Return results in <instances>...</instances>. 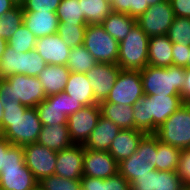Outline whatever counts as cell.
Instances as JSON below:
<instances>
[{
    "label": "cell",
    "mask_w": 190,
    "mask_h": 190,
    "mask_svg": "<svg viewBox=\"0 0 190 190\" xmlns=\"http://www.w3.org/2000/svg\"><path fill=\"white\" fill-rule=\"evenodd\" d=\"M112 12L126 13L130 16V0H110Z\"/></svg>",
    "instance_id": "51"
},
{
    "label": "cell",
    "mask_w": 190,
    "mask_h": 190,
    "mask_svg": "<svg viewBox=\"0 0 190 190\" xmlns=\"http://www.w3.org/2000/svg\"><path fill=\"white\" fill-rule=\"evenodd\" d=\"M163 1H165V0H145V4H148V6H152L154 4H157V3H160Z\"/></svg>",
    "instance_id": "57"
},
{
    "label": "cell",
    "mask_w": 190,
    "mask_h": 190,
    "mask_svg": "<svg viewBox=\"0 0 190 190\" xmlns=\"http://www.w3.org/2000/svg\"><path fill=\"white\" fill-rule=\"evenodd\" d=\"M156 170L150 171L130 182L131 190H155Z\"/></svg>",
    "instance_id": "43"
},
{
    "label": "cell",
    "mask_w": 190,
    "mask_h": 190,
    "mask_svg": "<svg viewBox=\"0 0 190 190\" xmlns=\"http://www.w3.org/2000/svg\"><path fill=\"white\" fill-rule=\"evenodd\" d=\"M12 2L16 5V6H22L25 2V0H12Z\"/></svg>",
    "instance_id": "58"
},
{
    "label": "cell",
    "mask_w": 190,
    "mask_h": 190,
    "mask_svg": "<svg viewBox=\"0 0 190 190\" xmlns=\"http://www.w3.org/2000/svg\"><path fill=\"white\" fill-rule=\"evenodd\" d=\"M101 115L110 119L120 129H135L133 108L130 105L114 104L101 101L99 103Z\"/></svg>",
    "instance_id": "26"
},
{
    "label": "cell",
    "mask_w": 190,
    "mask_h": 190,
    "mask_svg": "<svg viewBox=\"0 0 190 190\" xmlns=\"http://www.w3.org/2000/svg\"><path fill=\"white\" fill-rule=\"evenodd\" d=\"M39 185L44 190H81V181L62 178L57 175L44 177Z\"/></svg>",
    "instance_id": "38"
},
{
    "label": "cell",
    "mask_w": 190,
    "mask_h": 190,
    "mask_svg": "<svg viewBox=\"0 0 190 190\" xmlns=\"http://www.w3.org/2000/svg\"><path fill=\"white\" fill-rule=\"evenodd\" d=\"M86 26H75L68 23H59L57 34L70 48L83 45Z\"/></svg>",
    "instance_id": "35"
},
{
    "label": "cell",
    "mask_w": 190,
    "mask_h": 190,
    "mask_svg": "<svg viewBox=\"0 0 190 190\" xmlns=\"http://www.w3.org/2000/svg\"><path fill=\"white\" fill-rule=\"evenodd\" d=\"M39 182L33 173L24 166L4 167L0 172V190H31Z\"/></svg>",
    "instance_id": "16"
},
{
    "label": "cell",
    "mask_w": 190,
    "mask_h": 190,
    "mask_svg": "<svg viewBox=\"0 0 190 190\" xmlns=\"http://www.w3.org/2000/svg\"><path fill=\"white\" fill-rule=\"evenodd\" d=\"M23 148L24 162L38 182L44 177L54 175L57 151L39 145L38 143L25 145Z\"/></svg>",
    "instance_id": "10"
},
{
    "label": "cell",
    "mask_w": 190,
    "mask_h": 190,
    "mask_svg": "<svg viewBox=\"0 0 190 190\" xmlns=\"http://www.w3.org/2000/svg\"><path fill=\"white\" fill-rule=\"evenodd\" d=\"M64 92L83 106L99 104L94 98L90 81L84 73L70 72Z\"/></svg>",
    "instance_id": "23"
},
{
    "label": "cell",
    "mask_w": 190,
    "mask_h": 190,
    "mask_svg": "<svg viewBox=\"0 0 190 190\" xmlns=\"http://www.w3.org/2000/svg\"><path fill=\"white\" fill-rule=\"evenodd\" d=\"M143 96L140 71L121 70L105 101L133 106Z\"/></svg>",
    "instance_id": "8"
},
{
    "label": "cell",
    "mask_w": 190,
    "mask_h": 190,
    "mask_svg": "<svg viewBox=\"0 0 190 190\" xmlns=\"http://www.w3.org/2000/svg\"><path fill=\"white\" fill-rule=\"evenodd\" d=\"M88 24H101L112 12L110 0H78Z\"/></svg>",
    "instance_id": "28"
},
{
    "label": "cell",
    "mask_w": 190,
    "mask_h": 190,
    "mask_svg": "<svg viewBox=\"0 0 190 190\" xmlns=\"http://www.w3.org/2000/svg\"><path fill=\"white\" fill-rule=\"evenodd\" d=\"M46 65V62L35 49L22 53L21 74L37 77Z\"/></svg>",
    "instance_id": "37"
},
{
    "label": "cell",
    "mask_w": 190,
    "mask_h": 190,
    "mask_svg": "<svg viewBox=\"0 0 190 190\" xmlns=\"http://www.w3.org/2000/svg\"><path fill=\"white\" fill-rule=\"evenodd\" d=\"M84 147L82 144H72L57 152L54 174L72 180L83 177Z\"/></svg>",
    "instance_id": "14"
},
{
    "label": "cell",
    "mask_w": 190,
    "mask_h": 190,
    "mask_svg": "<svg viewBox=\"0 0 190 190\" xmlns=\"http://www.w3.org/2000/svg\"><path fill=\"white\" fill-rule=\"evenodd\" d=\"M7 45H8L7 40L0 37V59L4 51L6 50Z\"/></svg>",
    "instance_id": "55"
},
{
    "label": "cell",
    "mask_w": 190,
    "mask_h": 190,
    "mask_svg": "<svg viewBox=\"0 0 190 190\" xmlns=\"http://www.w3.org/2000/svg\"><path fill=\"white\" fill-rule=\"evenodd\" d=\"M149 36L135 24L119 42L117 65L122 70L141 71L148 65Z\"/></svg>",
    "instance_id": "5"
},
{
    "label": "cell",
    "mask_w": 190,
    "mask_h": 190,
    "mask_svg": "<svg viewBox=\"0 0 190 190\" xmlns=\"http://www.w3.org/2000/svg\"><path fill=\"white\" fill-rule=\"evenodd\" d=\"M0 99L3 104L21 103L29 108L45 100L46 94L37 77L14 74L0 79Z\"/></svg>",
    "instance_id": "3"
},
{
    "label": "cell",
    "mask_w": 190,
    "mask_h": 190,
    "mask_svg": "<svg viewBox=\"0 0 190 190\" xmlns=\"http://www.w3.org/2000/svg\"><path fill=\"white\" fill-rule=\"evenodd\" d=\"M143 156L154 167V157L157 154V137L154 134H146L142 138Z\"/></svg>",
    "instance_id": "45"
},
{
    "label": "cell",
    "mask_w": 190,
    "mask_h": 190,
    "mask_svg": "<svg viewBox=\"0 0 190 190\" xmlns=\"http://www.w3.org/2000/svg\"><path fill=\"white\" fill-rule=\"evenodd\" d=\"M101 116L99 104L84 106L68 116L67 126L71 141L84 144Z\"/></svg>",
    "instance_id": "11"
},
{
    "label": "cell",
    "mask_w": 190,
    "mask_h": 190,
    "mask_svg": "<svg viewBox=\"0 0 190 190\" xmlns=\"http://www.w3.org/2000/svg\"><path fill=\"white\" fill-rule=\"evenodd\" d=\"M60 106L62 113L65 114L67 117L84 107L82 104H80L78 101H75L64 91L60 92Z\"/></svg>",
    "instance_id": "47"
},
{
    "label": "cell",
    "mask_w": 190,
    "mask_h": 190,
    "mask_svg": "<svg viewBox=\"0 0 190 190\" xmlns=\"http://www.w3.org/2000/svg\"><path fill=\"white\" fill-rule=\"evenodd\" d=\"M61 0H25L23 12H56Z\"/></svg>",
    "instance_id": "40"
},
{
    "label": "cell",
    "mask_w": 190,
    "mask_h": 190,
    "mask_svg": "<svg viewBox=\"0 0 190 190\" xmlns=\"http://www.w3.org/2000/svg\"><path fill=\"white\" fill-rule=\"evenodd\" d=\"M149 8L145 0H130V16L137 19Z\"/></svg>",
    "instance_id": "50"
},
{
    "label": "cell",
    "mask_w": 190,
    "mask_h": 190,
    "mask_svg": "<svg viewBox=\"0 0 190 190\" xmlns=\"http://www.w3.org/2000/svg\"><path fill=\"white\" fill-rule=\"evenodd\" d=\"M176 172L183 184H190V148L181 149Z\"/></svg>",
    "instance_id": "42"
},
{
    "label": "cell",
    "mask_w": 190,
    "mask_h": 190,
    "mask_svg": "<svg viewBox=\"0 0 190 190\" xmlns=\"http://www.w3.org/2000/svg\"><path fill=\"white\" fill-rule=\"evenodd\" d=\"M173 65L190 68V46L173 43Z\"/></svg>",
    "instance_id": "41"
},
{
    "label": "cell",
    "mask_w": 190,
    "mask_h": 190,
    "mask_svg": "<svg viewBox=\"0 0 190 190\" xmlns=\"http://www.w3.org/2000/svg\"><path fill=\"white\" fill-rule=\"evenodd\" d=\"M154 135L164 144L179 149L190 148V103L180 106L157 128Z\"/></svg>",
    "instance_id": "6"
},
{
    "label": "cell",
    "mask_w": 190,
    "mask_h": 190,
    "mask_svg": "<svg viewBox=\"0 0 190 190\" xmlns=\"http://www.w3.org/2000/svg\"><path fill=\"white\" fill-rule=\"evenodd\" d=\"M156 170L150 162L143 156L142 140L139 146L129 158L122 160L119 163V173L130 183L133 179L139 178L150 171Z\"/></svg>",
    "instance_id": "24"
},
{
    "label": "cell",
    "mask_w": 190,
    "mask_h": 190,
    "mask_svg": "<svg viewBox=\"0 0 190 190\" xmlns=\"http://www.w3.org/2000/svg\"><path fill=\"white\" fill-rule=\"evenodd\" d=\"M56 15L59 23H68L75 26H87L82 14L81 4L78 0H61L57 7Z\"/></svg>",
    "instance_id": "30"
},
{
    "label": "cell",
    "mask_w": 190,
    "mask_h": 190,
    "mask_svg": "<svg viewBox=\"0 0 190 190\" xmlns=\"http://www.w3.org/2000/svg\"><path fill=\"white\" fill-rule=\"evenodd\" d=\"M69 76L70 70L66 65H46L37 78L47 97L64 91Z\"/></svg>",
    "instance_id": "20"
},
{
    "label": "cell",
    "mask_w": 190,
    "mask_h": 190,
    "mask_svg": "<svg viewBox=\"0 0 190 190\" xmlns=\"http://www.w3.org/2000/svg\"><path fill=\"white\" fill-rule=\"evenodd\" d=\"M185 82L181 94L184 103H190V68H185Z\"/></svg>",
    "instance_id": "52"
},
{
    "label": "cell",
    "mask_w": 190,
    "mask_h": 190,
    "mask_svg": "<svg viewBox=\"0 0 190 190\" xmlns=\"http://www.w3.org/2000/svg\"><path fill=\"white\" fill-rule=\"evenodd\" d=\"M83 46L97 63L117 64L119 42L101 24H88Z\"/></svg>",
    "instance_id": "7"
},
{
    "label": "cell",
    "mask_w": 190,
    "mask_h": 190,
    "mask_svg": "<svg viewBox=\"0 0 190 190\" xmlns=\"http://www.w3.org/2000/svg\"><path fill=\"white\" fill-rule=\"evenodd\" d=\"M36 143L57 152L73 144L67 124L42 126Z\"/></svg>",
    "instance_id": "22"
},
{
    "label": "cell",
    "mask_w": 190,
    "mask_h": 190,
    "mask_svg": "<svg viewBox=\"0 0 190 190\" xmlns=\"http://www.w3.org/2000/svg\"><path fill=\"white\" fill-rule=\"evenodd\" d=\"M118 172L119 163L109 152L84 148L83 176L106 179Z\"/></svg>",
    "instance_id": "13"
},
{
    "label": "cell",
    "mask_w": 190,
    "mask_h": 190,
    "mask_svg": "<svg viewBox=\"0 0 190 190\" xmlns=\"http://www.w3.org/2000/svg\"><path fill=\"white\" fill-rule=\"evenodd\" d=\"M121 129L110 119L100 116L94 130L83 147L95 151H107Z\"/></svg>",
    "instance_id": "18"
},
{
    "label": "cell",
    "mask_w": 190,
    "mask_h": 190,
    "mask_svg": "<svg viewBox=\"0 0 190 190\" xmlns=\"http://www.w3.org/2000/svg\"><path fill=\"white\" fill-rule=\"evenodd\" d=\"M36 110L42 126L67 124L68 117L62 113L60 106V93L47 96L36 106Z\"/></svg>",
    "instance_id": "25"
},
{
    "label": "cell",
    "mask_w": 190,
    "mask_h": 190,
    "mask_svg": "<svg viewBox=\"0 0 190 190\" xmlns=\"http://www.w3.org/2000/svg\"><path fill=\"white\" fill-rule=\"evenodd\" d=\"M81 190H102L103 179L83 176L81 179Z\"/></svg>",
    "instance_id": "49"
},
{
    "label": "cell",
    "mask_w": 190,
    "mask_h": 190,
    "mask_svg": "<svg viewBox=\"0 0 190 190\" xmlns=\"http://www.w3.org/2000/svg\"><path fill=\"white\" fill-rule=\"evenodd\" d=\"M36 40L35 35L22 23L7 43L16 53H26L34 50Z\"/></svg>",
    "instance_id": "33"
},
{
    "label": "cell",
    "mask_w": 190,
    "mask_h": 190,
    "mask_svg": "<svg viewBox=\"0 0 190 190\" xmlns=\"http://www.w3.org/2000/svg\"><path fill=\"white\" fill-rule=\"evenodd\" d=\"M31 190H44L39 184L36 185L33 189Z\"/></svg>",
    "instance_id": "60"
},
{
    "label": "cell",
    "mask_w": 190,
    "mask_h": 190,
    "mask_svg": "<svg viewBox=\"0 0 190 190\" xmlns=\"http://www.w3.org/2000/svg\"><path fill=\"white\" fill-rule=\"evenodd\" d=\"M1 135L12 145L25 146L36 143L42 129L36 107L21 103L4 104Z\"/></svg>",
    "instance_id": "1"
},
{
    "label": "cell",
    "mask_w": 190,
    "mask_h": 190,
    "mask_svg": "<svg viewBox=\"0 0 190 190\" xmlns=\"http://www.w3.org/2000/svg\"><path fill=\"white\" fill-rule=\"evenodd\" d=\"M183 185L176 171L156 170L155 190H181Z\"/></svg>",
    "instance_id": "39"
},
{
    "label": "cell",
    "mask_w": 190,
    "mask_h": 190,
    "mask_svg": "<svg viewBox=\"0 0 190 190\" xmlns=\"http://www.w3.org/2000/svg\"><path fill=\"white\" fill-rule=\"evenodd\" d=\"M183 104L181 95H144L132 106L135 129L154 134Z\"/></svg>",
    "instance_id": "2"
},
{
    "label": "cell",
    "mask_w": 190,
    "mask_h": 190,
    "mask_svg": "<svg viewBox=\"0 0 190 190\" xmlns=\"http://www.w3.org/2000/svg\"><path fill=\"white\" fill-rule=\"evenodd\" d=\"M136 24V19L126 13L111 12L101 23L105 31L118 42L122 41Z\"/></svg>",
    "instance_id": "27"
},
{
    "label": "cell",
    "mask_w": 190,
    "mask_h": 190,
    "mask_svg": "<svg viewBox=\"0 0 190 190\" xmlns=\"http://www.w3.org/2000/svg\"><path fill=\"white\" fill-rule=\"evenodd\" d=\"M145 135V132L138 129H121L112 141L108 152L120 163L136 152L140 141Z\"/></svg>",
    "instance_id": "17"
},
{
    "label": "cell",
    "mask_w": 190,
    "mask_h": 190,
    "mask_svg": "<svg viewBox=\"0 0 190 190\" xmlns=\"http://www.w3.org/2000/svg\"><path fill=\"white\" fill-rule=\"evenodd\" d=\"M181 190H190V185L184 184L181 188Z\"/></svg>",
    "instance_id": "59"
},
{
    "label": "cell",
    "mask_w": 190,
    "mask_h": 190,
    "mask_svg": "<svg viewBox=\"0 0 190 190\" xmlns=\"http://www.w3.org/2000/svg\"><path fill=\"white\" fill-rule=\"evenodd\" d=\"M3 102L0 99V134H1V123L4 115Z\"/></svg>",
    "instance_id": "56"
},
{
    "label": "cell",
    "mask_w": 190,
    "mask_h": 190,
    "mask_svg": "<svg viewBox=\"0 0 190 190\" xmlns=\"http://www.w3.org/2000/svg\"><path fill=\"white\" fill-rule=\"evenodd\" d=\"M176 17L190 18V0H169Z\"/></svg>",
    "instance_id": "48"
},
{
    "label": "cell",
    "mask_w": 190,
    "mask_h": 190,
    "mask_svg": "<svg viewBox=\"0 0 190 190\" xmlns=\"http://www.w3.org/2000/svg\"><path fill=\"white\" fill-rule=\"evenodd\" d=\"M181 149L164 144L157 138V154L154 157V167L158 171H177Z\"/></svg>",
    "instance_id": "29"
},
{
    "label": "cell",
    "mask_w": 190,
    "mask_h": 190,
    "mask_svg": "<svg viewBox=\"0 0 190 190\" xmlns=\"http://www.w3.org/2000/svg\"><path fill=\"white\" fill-rule=\"evenodd\" d=\"M102 190H131L130 183L118 172L103 179Z\"/></svg>",
    "instance_id": "46"
},
{
    "label": "cell",
    "mask_w": 190,
    "mask_h": 190,
    "mask_svg": "<svg viewBox=\"0 0 190 190\" xmlns=\"http://www.w3.org/2000/svg\"><path fill=\"white\" fill-rule=\"evenodd\" d=\"M172 46L167 34L149 37L148 65L163 68L173 65Z\"/></svg>",
    "instance_id": "21"
},
{
    "label": "cell",
    "mask_w": 190,
    "mask_h": 190,
    "mask_svg": "<svg viewBox=\"0 0 190 190\" xmlns=\"http://www.w3.org/2000/svg\"><path fill=\"white\" fill-rule=\"evenodd\" d=\"M24 165L23 146L11 145L5 152V167Z\"/></svg>",
    "instance_id": "44"
},
{
    "label": "cell",
    "mask_w": 190,
    "mask_h": 190,
    "mask_svg": "<svg viewBox=\"0 0 190 190\" xmlns=\"http://www.w3.org/2000/svg\"><path fill=\"white\" fill-rule=\"evenodd\" d=\"M167 36L173 43L190 46V18L175 16Z\"/></svg>",
    "instance_id": "36"
},
{
    "label": "cell",
    "mask_w": 190,
    "mask_h": 190,
    "mask_svg": "<svg viewBox=\"0 0 190 190\" xmlns=\"http://www.w3.org/2000/svg\"><path fill=\"white\" fill-rule=\"evenodd\" d=\"M34 49L47 65H66L71 50L57 33L38 38Z\"/></svg>",
    "instance_id": "15"
},
{
    "label": "cell",
    "mask_w": 190,
    "mask_h": 190,
    "mask_svg": "<svg viewBox=\"0 0 190 190\" xmlns=\"http://www.w3.org/2000/svg\"><path fill=\"white\" fill-rule=\"evenodd\" d=\"M12 144L0 134V172L5 167V152Z\"/></svg>",
    "instance_id": "53"
},
{
    "label": "cell",
    "mask_w": 190,
    "mask_h": 190,
    "mask_svg": "<svg viewBox=\"0 0 190 190\" xmlns=\"http://www.w3.org/2000/svg\"><path fill=\"white\" fill-rule=\"evenodd\" d=\"M121 70L117 64L97 63L85 73L98 103L106 100Z\"/></svg>",
    "instance_id": "12"
},
{
    "label": "cell",
    "mask_w": 190,
    "mask_h": 190,
    "mask_svg": "<svg viewBox=\"0 0 190 190\" xmlns=\"http://www.w3.org/2000/svg\"><path fill=\"white\" fill-rule=\"evenodd\" d=\"M175 18L169 0L149 6L145 13L136 19V24L149 37L168 33Z\"/></svg>",
    "instance_id": "9"
},
{
    "label": "cell",
    "mask_w": 190,
    "mask_h": 190,
    "mask_svg": "<svg viewBox=\"0 0 190 190\" xmlns=\"http://www.w3.org/2000/svg\"><path fill=\"white\" fill-rule=\"evenodd\" d=\"M23 23L22 6H15L0 16V37L9 40Z\"/></svg>",
    "instance_id": "32"
},
{
    "label": "cell",
    "mask_w": 190,
    "mask_h": 190,
    "mask_svg": "<svg viewBox=\"0 0 190 190\" xmlns=\"http://www.w3.org/2000/svg\"><path fill=\"white\" fill-rule=\"evenodd\" d=\"M15 6L16 5L12 2V0H0V16L4 15Z\"/></svg>",
    "instance_id": "54"
},
{
    "label": "cell",
    "mask_w": 190,
    "mask_h": 190,
    "mask_svg": "<svg viewBox=\"0 0 190 190\" xmlns=\"http://www.w3.org/2000/svg\"><path fill=\"white\" fill-rule=\"evenodd\" d=\"M22 53H16L7 45L0 59V79H6L14 74H21Z\"/></svg>",
    "instance_id": "34"
},
{
    "label": "cell",
    "mask_w": 190,
    "mask_h": 190,
    "mask_svg": "<svg viewBox=\"0 0 190 190\" xmlns=\"http://www.w3.org/2000/svg\"><path fill=\"white\" fill-rule=\"evenodd\" d=\"M96 64L94 57L81 45L71 48L66 66L70 72L85 74Z\"/></svg>",
    "instance_id": "31"
},
{
    "label": "cell",
    "mask_w": 190,
    "mask_h": 190,
    "mask_svg": "<svg viewBox=\"0 0 190 190\" xmlns=\"http://www.w3.org/2000/svg\"><path fill=\"white\" fill-rule=\"evenodd\" d=\"M144 95H181L185 82V68L171 65H147L140 71Z\"/></svg>",
    "instance_id": "4"
},
{
    "label": "cell",
    "mask_w": 190,
    "mask_h": 190,
    "mask_svg": "<svg viewBox=\"0 0 190 190\" xmlns=\"http://www.w3.org/2000/svg\"><path fill=\"white\" fill-rule=\"evenodd\" d=\"M23 24L38 39L57 33L59 20L56 12H23Z\"/></svg>",
    "instance_id": "19"
}]
</instances>
